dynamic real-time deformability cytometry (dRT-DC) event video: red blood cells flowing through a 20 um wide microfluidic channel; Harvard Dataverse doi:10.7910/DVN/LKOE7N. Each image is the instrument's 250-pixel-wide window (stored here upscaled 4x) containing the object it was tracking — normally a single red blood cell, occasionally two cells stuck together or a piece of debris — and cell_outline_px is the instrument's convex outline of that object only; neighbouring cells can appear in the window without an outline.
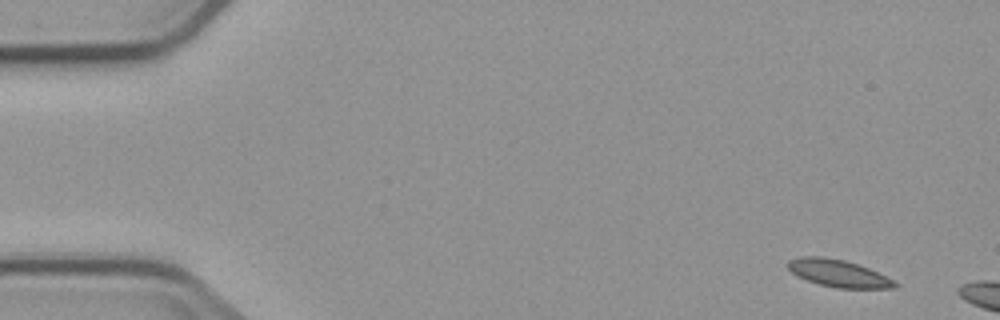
{"species": "common noctule bat (a hibernating species)", "species_latin": "Nyctalus noctula", "temperature_condition": "cold", "stored_images_in_passage": 3, "camera_frame_rate_fps": 3000, "um_per_image_px": 0.085, "animal": {"sex": "male", "body_mass_g": 23.1, "forearm_length_mm": 52.7}, "frame": {"image": 1, "passage_image": 1, "time_ms": 0.0, "image_size_px": [1000, 320], "cell_outline_px": [[900, 284], [896, 288], [836, 288], [820, 284], [796, 276], [784, 264], [788, 260], [800, 256], [820, 256], [844, 260], [868, 268]], "centroid_in_image_um": [71.2, 23.22], "position_along_channel_um": 13.8, "area_um2": 16.88}}